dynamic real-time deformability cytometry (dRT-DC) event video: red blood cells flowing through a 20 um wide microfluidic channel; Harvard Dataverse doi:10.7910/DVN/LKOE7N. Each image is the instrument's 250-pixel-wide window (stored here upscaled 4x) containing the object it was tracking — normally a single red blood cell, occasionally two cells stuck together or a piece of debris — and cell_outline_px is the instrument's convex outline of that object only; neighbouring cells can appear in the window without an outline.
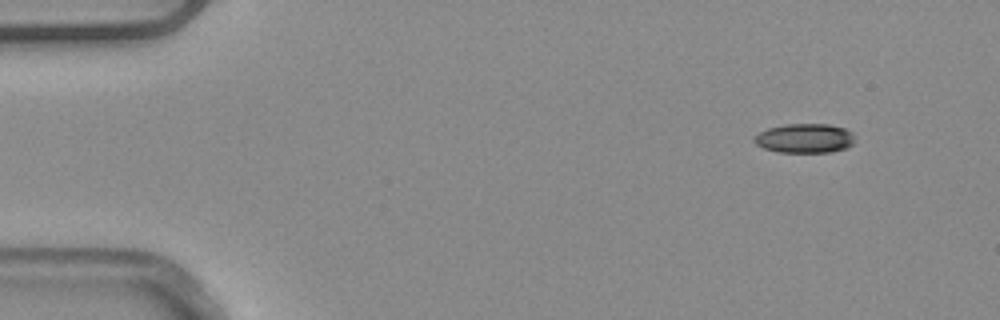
{"species": "common noctule bat (a hibernating species)", "species_latin": "Nyctalus noctula", "temperature_condition": "warm", "stored_images_in_passage": 4, "camera_frame_rate_fps": 3000, "um_per_image_px": 0.085, "animal": {"sex": "male", "body_mass_g": 20.4}, "frame": {"image": 1, "passage_image": 1, "time_ms": 0.0, "image_size_px": [1000, 320], "cell_outline_px": [[852, 144], [848, 148], [828, 152], [780, 152], [764, 148], [756, 144], [752, 140], [752, 136], [768, 128], [784, 124], [828, 124], [844, 128], [852, 132]], "centroid_in_image_um": [68.36, 11.75], "position_along_channel_um": 16.6, "area_um2": 17.17}}
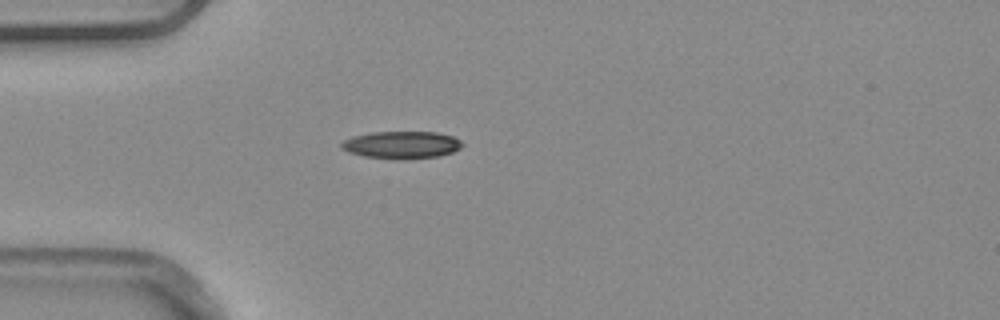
{"frame": {"image": 2, "passage_image": 4, "time_ms": 1.0, "image_size_px": [1000, 320], "cell_outline_px": [[464, 144], [460, 148], [452, 152], [440, 156], [404, 160], [396, 160], [364, 156], [348, 152], [340, 148], [340, 144], [344, 140], [352, 136], [372, 132], [436, 132], [452, 136], [460, 140]], "centroid_in_image_um": [34.12, 12.33], "position_along_channel_um": 50.9, "area_um2": 19.54}}